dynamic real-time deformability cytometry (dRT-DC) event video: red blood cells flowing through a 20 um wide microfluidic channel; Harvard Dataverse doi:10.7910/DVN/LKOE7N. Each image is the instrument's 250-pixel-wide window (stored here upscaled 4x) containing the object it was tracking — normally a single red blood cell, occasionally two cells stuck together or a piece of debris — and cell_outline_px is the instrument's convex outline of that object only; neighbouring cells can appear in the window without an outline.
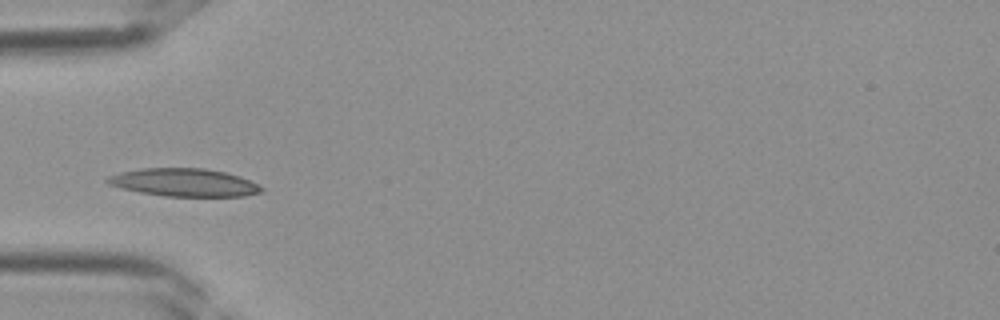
{"species": "Egyptian fruit bat (a non-hibernating species)", "species_latin": "Rousettus aegyptiacus", "temperature_condition": "room temperature", "stored_images_in_passage": 27, "camera_frame_rate_fps": 3000, "um_per_image_px": 0.085, "frame": {"image": 1, "passage_image": 1, "time_ms": 0.0, "image_size_px": [1000, 320], "cell_outline_px": [[264, 192], [244, 196], [164, 196], [140, 192], [120, 188], [108, 184], [104, 180], [108, 176], [120, 172], [140, 168], [204, 168], [224, 172], [240, 176], [264, 188]], "centroid_in_image_um": [15.62, 15.51], "position_along_channel_um": 69.4, "area_um2": 25.09}}
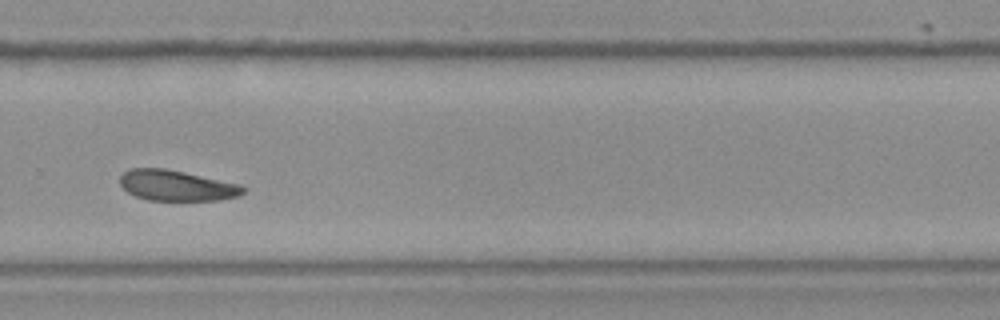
{"frame": {"image": 2, "passage_image": 15, "time_ms": 4.667, "image_size_px": [1000, 320], "cell_outline_px": [[248, 188], [240, 196], [220, 200], [148, 200], [136, 196], [128, 192], [120, 184], [120, 176], [124, 172], [132, 168], [164, 168], [184, 172], [240, 184]], "centroid_in_image_um": [15.05, 15.77], "position_along_channel_um": 314.8, "area_um2": 21.96}}
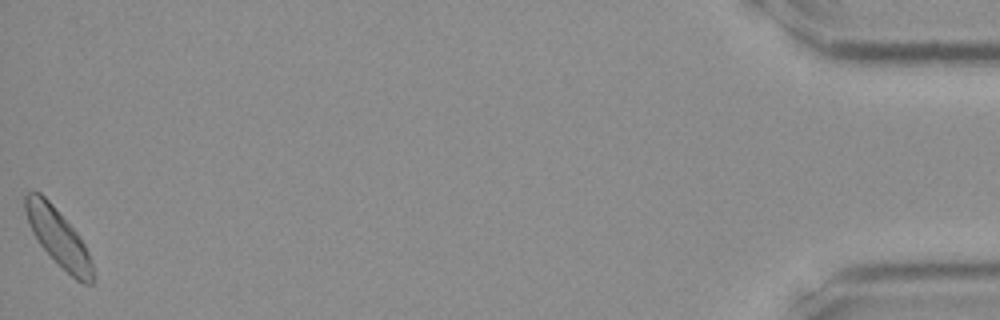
{"frame": {"image": 3, "passage_image": 27, "time_ms": 8.667, "image_size_px": [1000, 320], "cell_outline_px": [[96, 280], [92, 284], [84, 284], [76, 280], [40, 244], [32, 232], [28, 224], [24, 212], [24, 196], [28, 192], [40, 192], [52, 204], [80, 236], [88, 252], [92, 264]], "centroid_in_image_um": [4.96, 20.18], "position_along_channel_um": 430.2, "area_um2": 22.31}}